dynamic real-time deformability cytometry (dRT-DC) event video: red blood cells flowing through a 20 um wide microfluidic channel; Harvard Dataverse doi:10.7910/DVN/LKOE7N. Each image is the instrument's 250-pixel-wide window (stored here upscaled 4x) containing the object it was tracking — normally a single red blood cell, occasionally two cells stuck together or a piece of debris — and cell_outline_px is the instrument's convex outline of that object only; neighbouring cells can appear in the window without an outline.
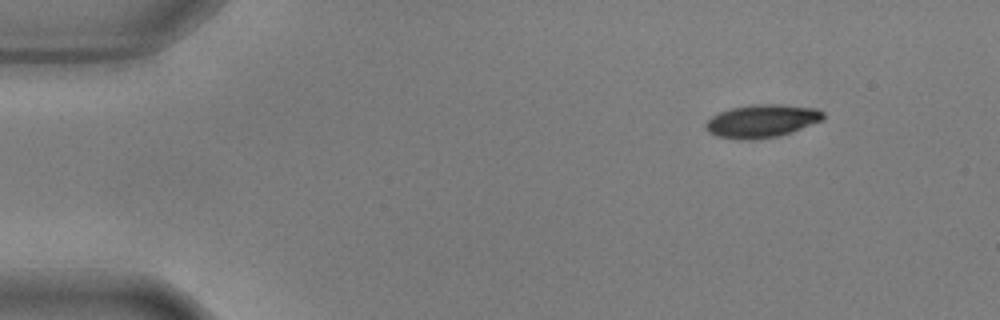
{"species": "common noctule bat (a hibernating species)", "species_latin": "Nyctalus noctula", "temperature_condition": "warm", "stored_images_in_passage": 50, "camera_frame_rate_fps": 3000, "um_per_image_px": 0.085, "animal": {"sex": "male", "body_mass_g": 17.9, "forearm_length_mm": 54.2}, "frame": {"image": 1, "passage_image": 1, "time_ms": 0.0, "image_size_px": [1000, 320], "cell_outline_px": [[824, 120], [776, 136], [752, 140], [740, 140], [716, 136], [708, 132], [704, 128], [704, 124], [712, 116], [720, 112], [732, 108], [756, 104], [784, 104], [816, 108], [824, 112]], "centroid_in_image_um": [64.73, 10.28], "position_along_channel_um": 20.3, "area_um2": 22.54}}
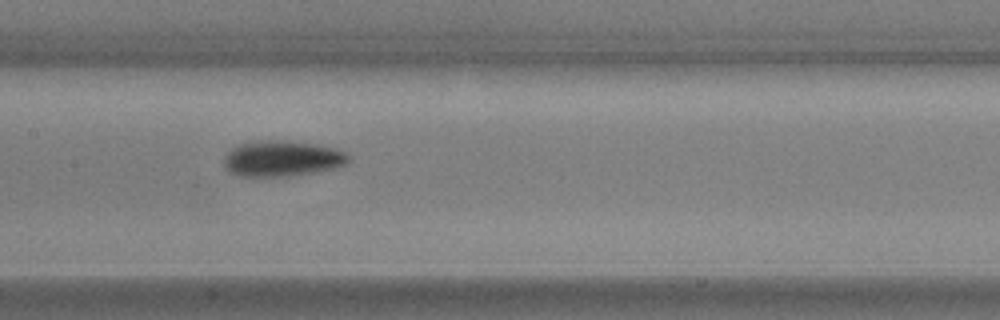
{"frame": {"image": 2, "passage_image": 22, "time_ms": 7.0, "image_size_px": [1000, 320], "cell_outline_px": [[348, 160], [344, 164], [332, 168], [316, 172], [288, 176], [240, 176], [224, 168], [224, 156], [232, 148], [240, 144], [260, 140], [272, 140], [320, 144], [336, 148], [344, 152], [348, 156]], "centroid_in_image_um": [23.96, 13.47], "position_along_channel_um": 183.4, "area_um2": 25.72}}
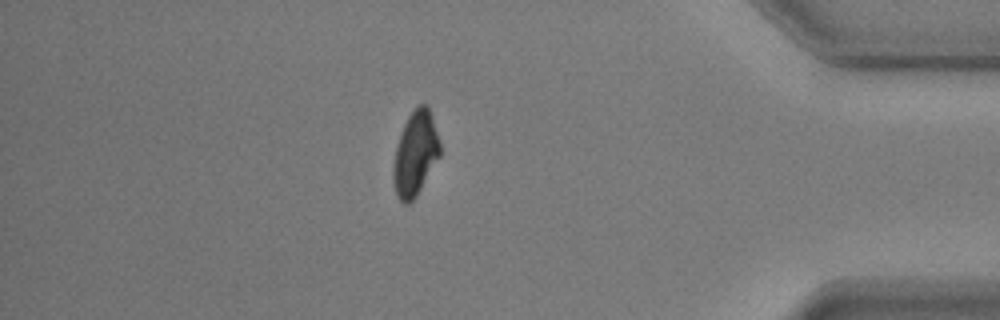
{"frame": {"image": 3, "passage_image": 43, "time_ms": 14.0, "image_size_px": [1000, 320], "cell_outline_px": [[440, 156], [416, 196], [408, 204], [404, 204], [396, 196], [392, 180], [392, 168], [396, 148], [400, 132], [408, 116], [420, 104], [428, 104], [432, 116], [440, 144]], "centroid_in_image_um": [35.28, 13.07], "position_along_channel_um": 399.9, "area_um2": 22.95}, "authors_computed_cell_mechanics": {"area_um2": 23.9292, "velocity_mm_per_s": 3.5994, "shape_relaxation_time_tau1_ms": 3.118, "shape_relaxation_time_tau2_ms": 2.8782, "deformation_change_tau1": 0.1668, "deformation_change_tau2": 0.0605}}